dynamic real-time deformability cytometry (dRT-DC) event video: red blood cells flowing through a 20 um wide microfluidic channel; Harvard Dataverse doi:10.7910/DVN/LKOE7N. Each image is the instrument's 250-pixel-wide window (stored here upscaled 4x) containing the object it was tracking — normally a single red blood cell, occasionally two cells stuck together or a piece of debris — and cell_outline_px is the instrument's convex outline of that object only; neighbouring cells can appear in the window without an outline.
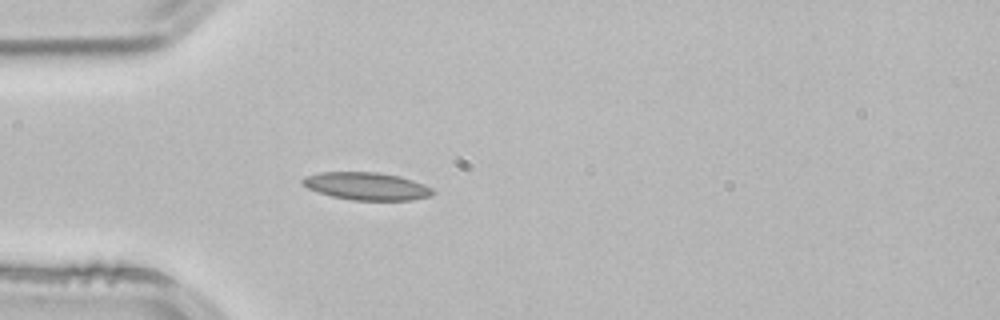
{"species": "common noctule bat (a hibernating species)", "species_latin": "Nyctalus noctula", "temperature_condition": "room temperature", "stored_images_in_passage": 3, "camera_frame_rate_fps": 3000, "um_per_image_px": 0.085, "animal": {"sex": "male", "body_mass_g": 21.5, "forearm_length_mm": 52.0}, "frame": {"image": 1, "passage_image": 3, "time_ms": 0.667, "image_size_px": [1000, 320], "cell_outline_px": [[436, 192], [432, 196], [412, 200], [352, 200], [332, 196], [308, 188], [300, 180], [304, 176], [320, 172], [376, 172], [400, 176], [424, 184], [432, 188]], "centroid_in_image_um": [31.2, 15.82], "position_along_channel_um": 53.8, "area_um2": 20.98}}